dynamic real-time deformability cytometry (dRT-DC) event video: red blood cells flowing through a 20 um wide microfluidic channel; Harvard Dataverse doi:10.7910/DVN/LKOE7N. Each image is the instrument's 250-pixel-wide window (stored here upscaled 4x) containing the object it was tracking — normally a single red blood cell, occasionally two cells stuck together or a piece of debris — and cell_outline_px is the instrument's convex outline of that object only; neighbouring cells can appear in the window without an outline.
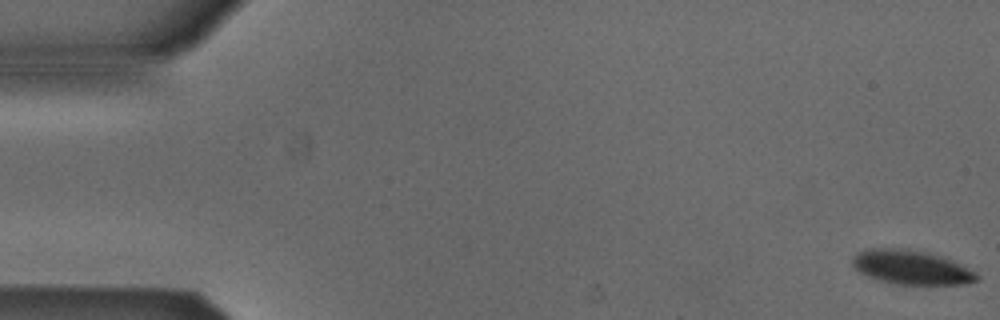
{"species": "Egyptian fruit bat (a non-hibernating species)", "species_latin": "Rousettus aegyptiacus", "temperature_condition": "cold", "stored_images_in_passage": 16, "camera_frame_rate_fps": 3000, "um_per_image_px": 0.085, "animal": {"sex": "male"}, "frame": {"image": 1, "passage_image": 1, "time_ms": 0.0, "image_size_px": [1000, 320], "cell_outline_px": [[980, 280], [968, 284], [896, 284], [880, 280], [868, 276], [852, 268], [852, 256], [856, 252], [864, 248], [908, 248], [928, 252], [940, 256], [976, 272], [980, 276]], "centroid_in_image_um": [77.42, 22.71], "position_along_channel_um": 7.6, "area_um2": 24.97}}
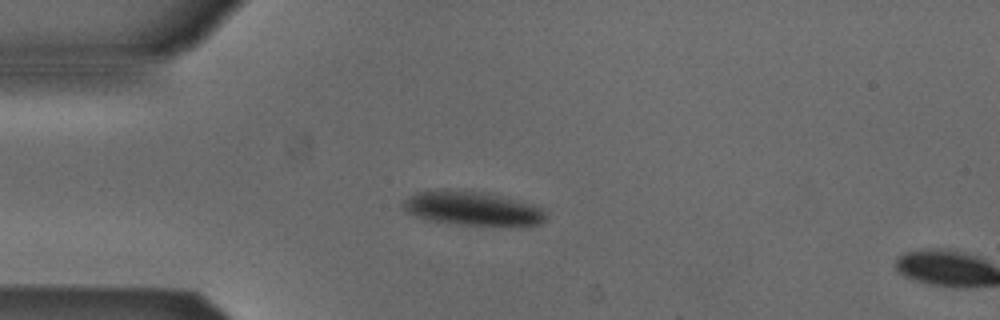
{"frame": {"image": 2, "passage_image": 14, "time_ms": 4.333, "image_size_px": [1000, 320], "cell_outline_px": [[544, 220], [540, 224], [528, 228], [456, 224], [424, 220], [404, 212], [400, 208], [400, 204], [408, 196], [416, 192], [484, 192], [504, 196], [532, 204], [544, 208]], "centroid_in_image_um": [40.2, 17.79], "position_along_channel_um": 44.8, "area_um2": 28.73}}